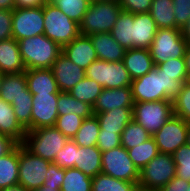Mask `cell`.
I'll use <instances>...</instances> for the list:
<instances>
[{
	"instance_id": "obj_1",
	"label": "cell",
	"mask_w": 190,
	"mask_h": 191,
	"mask_svg": "<svg viewBox=\"0 0 190 191\" xmlns=\"http://www.w3.org/2000/svg\"><path fill=\"white\" fill-rule=\"evenodd\" d=\"M182 86L181 81L163 74L157 65L142 77L131 82L134 102L173 100L181 91Z\"/></svg>"
},
{
	"instance_id": "obj_2",
	"label": "cell",
	"mask_w": 190,
	"mask_h": 191,
	"mask_svg": "<svg viewBox=\"0 0 190 191\" xmlns=\"http://www.w3.org/2000/svg\"><path fill=\"white\" fill-rule=\"evenodd\" d=\"M26 70L51 68L62 48L44 34L18 40Z\"/></svg>"
},
{
	"instance_id": "obj_3",
	"label": "cell",
	"mask_w": 190,
	"mask_h": 191,
	"mask_svg": "<svg viewBox=\"0 0 190 191\" xmlns=\"http://www.w3.org/2000/svg\"><path fill=\"white\" fill-rule=\"evenodd\" d=\"M121 11L122 8L117 1H92L79 23L80 34L89 36L110 32Z\"/></svg>"
},
{
	"instance_id": "obj_4",
	"label": "cell",
	"mask_w": 190,
	"mask_h": 191,
	"mask_svg": "<svg viewBox=\"0 0 190 191\" xmlns=\"http://www.w3.org/2000/svg\"><path fill=\"white\" fill-rule=\"evenodd\" d=\"M44 35L61 48L80 35L79 24L67 17L49 0L43 5Z\"/></svg>"
},
{
	"instance_id": "obj_5",
	"label": "cell",
	"mask_w": 190,
	"mask_h": 191,
	"mask_svg": "<svg viewBox=\"0 0 190 191\" xmlns=\"http://www.w3.org/2000/svg\"><path fill=\"white\" fill-rule=\"evenodd\" d=\"M69 140L55 126L26 131L22 145L33 155L53 162Z\"/></svg>"
},
{
	"instance_id": "obj_6",
	"label": "cell",
	"mask_w": 190,
	"mask_h": 191,
	"mask_svg": "<svg viewBox=\"0 0 190 191\" xmlns=\"http://www.w3.org/2000/svg\"><path fill=\"white\" fill-rule=\"evenodd\" d=\"M187 47L188 43L183 38L181 29L160 28L157 29L149 50L154 65H158L171 58H185Z\"/></svg>"
},
{
	"instance_id": "obj_7",
	"label": "cell",
	"mask_w": 190,
	"mask_h": 191,
	"mask_svg": "<svg viewBox=\"0 0 190 191\" xmlns=\"http://www.w3.org/2000/svg\"><path fill=\"white\" fill-rule=\"evenodd\" d=\"M173 101L135 102L133 120L153 136L173 115Z\"/></svg>"
},
{
	"instance_id": "obj_8",
	"label": "cell",
	"mask_w": 190,
	"mask_h": 191,
	"mask_svg": "<svg viewBox=\"0 0 190 191\" xmlns=\"http://www.w3.org/2000/svg\"><path fill=\"white\" fill-rule=\"evenodd\" d=\"M51 163V161L33 155L22 144H19L18 184L28 191L42 187Z\"/></svg>"
},
{
	"instance_id": "obj_9",
	"label": "cell",
	"mask_w": 190,
	"mask_h": 191,
	"mask_svg": "<svg viewBox=\"0 0 190 191\" xmlns=\"http://www.w3.org/2000/svg\"><path fill=\"white\" fill-rule=\"evenodd\" d=\"M175 173L173 156L159 153L140 171L138 186L160 190L175 177Z\"/></svg>"
},
{
	"instance_id": "obj_10",
	"label": "cell",
	"mask_w": 190,
	"mask_h": 191,
	"mask_svg": "<svg viewBox=\"0 0 190 191\" xmlns=\"http://www.w3.org/2000/svg\"><path fill=\"white\" fill-rule=\"evenodd\" d=\"M86 77L95 80L103 88H121L131 86V78L124 62L95 60L85 70Z\"/></svg>"
},
{
	"instance_id": "obj_11",
	"label": "cell",
	"mask_w": 190,
	"mask_h": 191,
	"mask_svg": "<svg viewBox=\"0 0 190 191\" xmlns=\"http://www.w3.org/2000/svg\"><path fill=\"white\" fill-rule=\"evenodd\" d=\"M101 160V173L127 182H139L140 171L129 157L127 149L122 145L102 152Z\"/></svg>"
},
{
	"instance_id": "obj_12",
	"label": "cell",
	"mask_w": 190,
	"mask_h": 191,
	"mask_svg": "<svg viewBox=\"0 0 190 191\" xmlns=\"http://www.w3.org/2000/svg\"><path fill=\"white\" fill-rule=\"evenodd\" d=\"M43 6L13 9L12 38L16 41L44 34Z\"/></svg>"
},
{
	"instance_id": "obj_13",
	"label": "cell",
	"mask_w": 190,
	"mask_h": 191,
	"mask_svg": "<svg viewBox=\"0 0 190 191\" xmlns=\"http://www.w3.org/2000/svg\"><path fill=\"white\" fill-rule=\"evenodd\" d=\"M189 125V122L173 114L152 136L159 152L172 155L180 146L186 144Z\"/></svg>"
},
{
	"instance_id": "obj_14",
	"label": "cell",
	"mask_w": 190,
	"mask_h": 191,
	"mask_svg": "<svg viewBox=\"0 0 190 191\" xmlns=\"http://www.w3.org/2000/svg\"><path fill=\"white\" fill-rule=\"evenodd\" d=\"M58 93L33 94L31 111V130L53 127L58 117Z\"/></svg>"
},
{
	"instance_id": "obj_15",
	"label": "cell",
	"mask_w": 190,
	"mask_h": 191,
	"mask_svg": "<svg viewBox=\"0 0 190 191\" xmlns=\"http://www.w3.org/2000/svg\"><path fill=\"white\" fill-rule=\"evenodd\" d=\"M51 70L60 92H69L85 76V70L74 64L61 53L53 63Z\"/></svg>"
},
{
	"instance_id": "obj_16",
	"label": "cell",
	"mask_w": 190,
	"mask_h": 191,
	"mask_svg": "<svg viewBox=\"0 0 190 191\" xmlns=\"http://www.w3.org/2000/svg\"><path fill=\"white\" fill-rule=\"evenodd\" d=\"M134 99L131 86L121 88H103L93 105V115L110 111L114 108H133Z\"/></svg>"
},
{
	"instance_id": "obj_17",
	"label": "cell",
	"mask_w": 190,
	"mask_h": 191,
	"mask_svg": "<svg viewBox=\"0 0 190 191\" xmlns=\"http://www.w3.org/2000/svg\"><path fill=\"white\" fill-rule=\"evenodd\" d=\"M62 53L84 70L98 59L90 37L81 34L71 43L65 45L62 48Z\"/></svg>"
},
{
	"instance_id": "obj_18",
	"label": "cell",
	"mask_w": 190,
	"mask_h": 191,
	"mask_svg": "<svg viewBox=\"0 0 190 191\" xmlns=\"http://www.w3.org/2000/svg\"><path fill=\"white\" fill-rule=\"evenodd\" d=\"M157 29L156 23L149 12L134 14L132 48L149 49Z\"/></svg>"
},
{
	"instance_id": "obj_19",
	"label": "cell",
	"mask_w": 190,
	"mask_h": 191,
	"mask_svg": "<svg viewBox=\"0 0 190 191\" xmlns=\"http://www.w3.org/2000/svg\"><path fill=\"white\" fill-rule=\"evenodd\" d=\"M99 60L107 62L123 61L126 49L122 47L110 32L89 35Z\"/></svg>"
},
{
	"instance_id": "obj_20",
	"label": "cell",
	"mask_w": 190,
	"mask_h": 191,
	"mask_svg": "<svg viewBox=\"0 0 190 191\" xmlns=\"http://www.w3.org/2000/svg\"><path fill=\"white\" fill-rule=\"evenodd\" d=\"M26 71L18 41L9 38L0 41V72L3 74H20Z\"/></svg>"
},
{
	"instance_id": "obj_21",
	"label": "cell",
	"mask_w": 190,
	"mask_h": 191,
	"mask_svg": "<svg viewBox=\"0 0 190 191\" xmlns=\"http://www.w3.org/2000/svg\"><path fill=\"white\" fill-rule=\"evenodd\" d=\"M123 62L131 80L142 77L155 66L150 50L147 48L127 49Z\"/></svg>"
},
{
	"instance_id": "obj_22",
	"label": "cell",
	"mask_w": 190,
	"mask_h": 191,
	"mask_svg": "<svg viewBox=\"0 0 190 191\" xmlns=\"http://www.w3.org/2000/svg\"><path fill=\"white\" fill-rule=\"evenodd\" d=\"M25 75L27 88L32 95L60 92L51 68L29 69Z\"/></svg>"
},
{
	"instance_id": "obj_23",
	"label": "cell",
	"mask_w": 190,
	"mask_h": 191,
	"mask_svg": "<svg viewBox=\"0 0 190 191\" xmlns=\"http://www.w3.org/2000/svg\"><path fill=\"white\" fill-rule=\"evenodd\" d=\"M0 98L10 104L20 98H32V94L27 88L25 72L3 75L0 86Z\"/></svg>"
},
{
	"instance_id": "obj_24",
	"label": "cell",
	"mask_w": 190,
	"mask_h": 191,
	"mask_svg": "<svg viewBox=\"0 0 190 191\" xmlns=\"http://www.w3.org/2000/svg\"><path fill=\"white\" fill-rule=\"evenodd\" d=\"M102 152L97 146L81 147L76 151L75 168L88 177L94 178L102 171Z\"/></svg>"
},
{
	"instance_id": "obj_25",
	"label": "cell",
	"mask_w": 190,
	"mask_h": 191,
	"mask_svg": "<svg viewBox=\"0 0 190 191\" xmlns=\"http://www.w3.org/2000/svg\"><path fill=\"white\" fill-rule=\"evenodd\" d=\"M0 134L11 137L18 144H22L26 130L17 121L13 106L0 98Z\"/></svg>"
},
{
	"instance_id": "obj_26",
	"label": "cell",
	"mask_w": 190,
	"mask_h": 191,
	"mask_svg": "<svg viewBox=\"0 0 190 191\" xmlns=\"http://www.w3.org/2000/svg\"><path fill=\"white\" fill-rule=\"evenodd\" d=\"M133 108H114L110 111L97 113L100 129L110 132H122L133 119Z\"/></svg>"
},
{
	"instance_id": "obj_27",
	"label": "cell",
	"mask_w": 190,
	"mask_h": 191,
	"mask_svg": "<svg viewBox=\"0 0 190 191\" xmlns=\"http://www.w3.org/2000/svg\"><path fill=\"white\" fill-rule=\"evenodd\" d=\"M19 144L0 157V190L18 184Z\"/></svg>"
},
{
	"instance_id": "obj_28",
	"label": "cell",
	"mask_w": 190,
	"mask_h": 191,
	"mask_svg": "<svg viewBox=\"0 0 190 191\" xmlns=\"http://www.w3.org/2000/svg\"><path fill=\"white\" fill-rule=\"evenodd\" d=\"M57 111L59 115L75 113L84 119L93 115L90 105L74 98L69 92L58 93Z\"/></svg>"
},
{
	"instance_id": "obj_29",
	"label": "cell",
	"mask_w": 190,
	"mask_h": 191,
	"mask_svg": "<svg viewBox=\"0 0 190 191\" xmlns=\"http://www.w3.org/2000/svg\"><path fill=\"white\" fill-rule=\"evenodd\" d=\"M158 29L175 28L173 0H152L149 10Z\"/></svg>"
},
{
	"instance_id": "obj_30",
	"label": "cell",
	"mask_w": 190,
	"mask_h": 191,
	"mask_svg": "<svg viewBox=\"0 0 190 191\" xmlns=\"http://www.w3.org/2000/svg\"><path fill=\"white\" fill-rule=\"evenodd\" d=\"M134 14L121 11L117 21L110 31V34L126 50L132 48V26Z\"/></svg>"
},
{
	"instance_id": "obj_31",
	"label": "cell",
	"mask_w": 190,
	"mask_h": 191,
	"mask_svg": "<svg viewBox=\"0 0 190 191\" xmlns=\"http://www.w3.org/2000/svg\"><path fill=\"white\" fill-rule=\"evenodd\" d=\"M127 151L129 157L139 171L160 153L152 136L140 145L127 149Z\"/></svg>"
},
{
	"instance_id": "obj_32",
	"label": "cell",
	"mask_w": 190,
	"mask_h": 191,
	"mask_svg": "<svg viewBox=\"0 0 190 191\" xmlns=\"http://www.w3.org/2000/svg\"><path fill=\"white\" fill-rule=\"evenodd\" d=\"M103 87L95 80L84 77L69 93L81 102L87 103L93 108L97 97L101 94Z\"/></svg>"
},
{
	"instance_id": "obj_33",
	"label": "cell",
	"mask_w": 190,
	"mask_h": 191,
	"mask_svg": "<svg viewBox=\"0 0 190 191\" xmlns=\"http://www.w3.org/2000/svg\"><path fill=\"white\" fill-rule=\"evenodd\" d=\"M100 126L96 115L84 119L72 140L81 147L96 146Z\"/></svg>"
},
{
	"instance_id": "obj_34",
	"label": "cell",
	"mask_w": 190,
	"mask_h": 191,
	"mask_svg": "<svg viewBox=\"0 0 190 191\" xmlns=\"http://www.w3.org/2000/svg\"><path fill=\"white\" fill-rule=\"evenodd\" d=\"M61 191H92V178L77 168L65 169Z\"/></svg>"
},
{
	"instance_id": "obj_35",
	"label": "cell",
	"mask_w": 190,
	"mask_h": 191,
	"mask_svg": "<svg viewBox=\"0 0 190 191\" xmlns=\"http://www.w3.org/2000/svg\"><path fill=\"white\" fill-rule=\"evenodd\" d=\"M137 186L138 183L115 179L103 173L92 178V191H134Z\"/></svg>"
},
{
	"instance_id": "obj_36",
	"label": "cell",
	"mask_w": 190,
	"mask_h": 191,
	"mask_svg": "<svg viewBox=\"0 0 190 191\" xmlns=\"http://www.w3.org/2000/svg\"><path fill=\"white\" fill-rule=\"evenodd\" d=\"M67 17L78 24L82 21L92 0H49Z\"/></svg>"
},
{
	"instance_id": "obj_37",
	"label": "cell",
	"mask_w": 190,
	"mask_h": 191,
	"mask_svg": "<svg viewBox=\"0 0 190 191\" xmlns=\"http://www.w3.org/2000/svg\"><path fill=\"white\" fill-rule=\"evenodd\" d=\"M150 137L151 135L144 127L132 119L121 133V145L126 149H131Z\"/></svg>"
},
{
	"instance_id": "obj_38",
	"label": "cell",
	"mask_w": 190,
	"mask_h": 191,
	"mask_svg": "<svg viewBox=\"0 0 190 191\" xmlns=\"http://www.w3.org/2000/svg\"><path fill=\"white\" fill-rule=\"evenodd\" d=\"M172 156L176 166L175 176L190 182V146L187 143L180 146Z\"/></svg>"
},
{
	"instance_id": "obj_39",
	"label": "cell",
	"mask_w": 190,
	"mask_h": 191,
	"mask_svg": "<svg viewBox=\"0 0 190 191\" xmlns=\"http://www.w3.org/2000/svg\"><path fill=\"white\" fill-rule=\"evenodd\" d=\"M83 121L84 118L76 115L75 113L58 115L55 127L61 131L64 136L72 139L78 132Z\"/></svg>"
},
{
	"instance_id": "obj_40",
	"label": "cell",
	"mask_w": 190,
	"mask_h": 191,
	"mask_svg": "<svg viewBox=\"0 0 190 191\" xmlns=\"http://www.w3.org/2000/svg\"><path fill=\"white\" fill-rule=\"evenodd\" d=\"M157 66L162 70L163 74L174 77V80L181 81L183 84L185 83L188 74L185 58H171Z\"/></svg>"
},
{
	"instance_id": "obj_41",
	"label": "cell",
	"mask_w": 190,
	"mask_h": 191,
	"mask_svg": "<svg viewBox=\"0 0 190 191\" xmlns=\"http://www.w3.org/2000/svg\"><path fill=\"white\" fill-rule=\"evenodd\" d=\"M17 121L26 131H31L32 98H20L11 104Z\"/></svg>"
},
{
	"instance_id": "obj_42",
	"label": "cell",
	"mask_w": 190,
	"mask_h": 191,
	"mask_svg": "<svg viewBox=\"0 0 190 191\" xmlns=\"http://www.w3.org/2000/svg\"><path fill=\"white\" fill-rule=\"evenodd\" d=\"M172 101L174 115L190 123V87L184 83L181 91Z\"/></svg>"
},
{
	"instance_id": "obj_43",
	"label": "cell",
	"mask_w": 190,
	"mask_h": 191,
	"mask_svg": "<svg viewBox=\"0 0 190 191\" xmlns=\"http://www.w3.org/2000/svg\"><path fill=\"white\" fill-rule=\"evenodd\" d=\"M77 150L78 145L72 139H69L64 147L56 154L52 163L64 169L75 168Z\"/></svg>"
},
{
	"instance_id": "obj_44",
	"label": "cell",
	"mask_w": 190,
	"mask_h": 191,
	"mask_svg": "<svg viewBox=\"0 0 190 191\" xmlns=\"http://www.w3.org/2000/svg\"><path fill=\"white\" fill-rule=\"evenodd\" d=\"M121 133L122 132H110L105 131V129H100L96 144L97 148L101 152H104L121 146Z\"/></svg>"
},
{
	"instance_id": "obj_45",
	"label": "cell",
	"mask_w": 190,
	"mask_h": 191,
	"mask_svg": "<svg viewBox=\"0 0 190 191\" xmlns=\"http://www.w3.org/2000/svg\"><path fill=\"white\" fill-rule=\"evenodd\" d=\"M176 29H183L190 18V0H173Z\"/></svg>"
},
{
	"instance_id": "obj_46",
	"label": "cell",
	"mask_w": 190,
	"mask_h": 191,
	"mask_svg": "<svg viewBox=\"0 0 190 191\" xmlns=\"http://www.w3.org/2000/svg\"><path fill=\"white\" fill-rule=\"evenodd\" d=\"M65 169L58 167L56 164L51 163L46 173V179L44 180L43 187H54V189H60L64 181Z\"/></svg>"
},
{
	"instance_id": "obj_47",
	"label": "cell",
	"mask_w": 190,
	"mask_h": 191,
	"mask_svg": "<svg viewBox=\"0 0 190 191\" xmlns=\"http://www.w3.org/2000/svg\"><path fill=\"white\" fill-rule=\"evenodd\" d=\"M122 11L141 14L148 13L152 4V0H118Z\"/></svg>"
},
{
	"instance_id": "obj_48",
	"label": "cell",
	"mask_w": 190,
	"mask_h": 191,
	"mask_svg": "<svg viewBox=\"0 0 190 191\" xmlns=\"http://www.w3.org/2000/svg\"><path fill=\"white\" fill-rule=\"evenodd\" d=\"M13 10L0 9V41L12 38Z\"/></svg>"
},
{
	"instance_id": "obj_49",
	"label": "cell",
	"mask_w": 190,
	"mask_h": 191,
	"mask_svg": "<svg viewBox=\"0 0 190 191\" xmlns=\"http://www.w3.org/2000/svg\"><path fill=\"white\" fill-rule=\"evenodd\" d=\"M189 181H184L182 178L174 177L168 184L163 186L159 191H187Z\"/></svg>"
},
{
	"instance_id": "obj_50",
	"label": "cell",
	"mask_w": 190,
	"mask_h": 191,
	"mask_svg": "<svg viewBox=\"0 0 190 191\" xmlns=\"http://www.w3.org/2000/svg\"><path fill=\"white\" fill-rule=\"evenodd\" d=\"M17 144L11 137L0 134V157L8 154Z\"/></svg>"
},
{
	"instance_id": "obj_51",
	"label": "cell",
	"mask_w": 190,
	"mask_h": 191,
	"mask_svg": "<svg viewBox=\"0 0 190 191\" xmlns=\"http://www.w3.org/2000/svg\"><path fill=\"white\" fill-rule=\"evenodd\" d=\"M48 0H14L16 7L32 8L43 6Z\"/></svg>"
},
{
	"instance_id": "obj_52",
	"label": "cell",
	"mask_w": 190,
	"mask_h": 191,
	"mask_svg": "<svg viewBox=\"0 0 190 191\" xmlns=\"http://www.w3.org/2000/svg\"><path fill=\"white\" fill-rule=\"evenodd\" d=\"M15 8L14 0H0V9L13 10Z\"/></svg>"
},
{
	"instance_id": "obj_53",
	"label": "cell",
	"mask_w": 190,
	"mask_h": 191,
	"mask_svg": "<svg viewBox=\"0 0 190 191\" xmlns=\"http://www.w3.org/2000/svg\"><path fill=\"white\" fill-rule=\"evenodd\" d=\"M182 35H183V38L187 41V43L190 44V18L187 24L182 29Z\"/></svg>"
},
{
	"instance_id": "obj_54",
	"label": "cell",
	"mask_w": 190,
	"mask_h": 191,
	"mask_svg": "<svg viewBox=\"0 0 190 191\" xmlns=\"http://www.w3.org/2000/svg\"><path fill=\"white\" fill-rule=\"evenodd\" d=\"M0 191H28V190L25 189L20 184H16V185L9 186L7 188L1 189Z\"/></svg>"
},
{
	"instance_id": "obj_55",
	"label": "cell",
	"mask_w": 190,
	"mask_h": 191,
	"mask_svg": "<svg viewBox=\"0 0 190 191\" xmlns=\"http://www.w3.org/2000/svg\"><path fill=\"white\" fill-rule=\"evenodd\" d=\"M184 57H185V61H186L187 72L190 73V44H188L186 54Z\"/></svg>"
},
{
	"instance_id": "obj_56",
	"label": "cell",
	"mask_w": 190,
	"mask_h": 191,
	"mask_svg": "<svg viewBox=\"0 0 190 191\" xmlns=\"http://www.w3.org/2000/svg\"><path fill=\"white\" fill-rule=\"evenodd\" d=\"M34 191H61L60 189H54V187H40Z\"/></svg>"
},
{
	"instance_id": "obj_57",
	"label": "cell",
	"mask_w": 190,
	"mask_h": 191,
	"mask_svg": "<svg viewBox=\"0 0 190 191\" xmlns=\"http://www.w3.org/2000/svg\"><path fill=\"white\" fill-rule=\"evenodd\" d=\"M134 191H159L155 189H145L143 187L137 186Z\"/></svg>"
},
{
	"instance_id": "obj_58",
	"label": "cell",
	"mask_w": 190,
	"mask_h": 191,
	"mask_svg": "<svg viewBox=\"0 0 190 191\" xmlns=\"http://www.w3.org/2000/svg\"><path fill=\"white\" fill-rule=\"evenodd\" d=\"M186 143L190 146V125L188 127V130H187V141Z\"/></svg>"
},
{
	"instance_id": "obj_59",
	"label": "cell",
	"mask_w": 190,
	"mask_h": 191,
	"mask_svg": "<svg viewBox=\"0 0 190 191\" xmlns=\"http://www.w3.org/2000/svg\"><path fill=\"white\" fill-rule=\"evenodd\" d=\"M185 84L190 87V73L186 75Z\"/></svg>"
},
{
	"instance_id": "obj_60",
	"label": "cell",
	"mask_w": 190,
	"mask_h": 191,
	"mask_svg": "<svg viewBox=\"0 0 190 191\" xmlns=\"http://www.w3.org/2000/svg\"><path fill=\"white\" fill-rule=\"evenodd\" d=\"M92 1H104V2H113V1H117V2H118V0H92Z\"/></svg>"
},
{
	"instance_id": "obj_61",
	"label": "cell",
	"mask_w": 190,
	"mask_h": 191,
	"mask_svg": "<svg viewBox=\"0 0 190 191\" xmlns=\"http://www.w3.org/2000/svg\"><path fill=\"white\" fill-rule=\"evenodd\" d=\"M3 73L0 72V86H1V82H2V79H3Z\"/></svg>"
},
{
	"instance_id": "obj_62",
	"label": "cell",
	"mask_w": 190,
	"mask_h": 191,
	"mask_svg": "<svg viewBox=\"0 0 190 191\" xmlns=\"http://www.w3.org/2000/svg\"><path fill=\"white\" fill-rule=\"evenodd\" d=\"M187 191H190V182H189V186H188V189H187Z\"/></svg>"
}]
</instances>
